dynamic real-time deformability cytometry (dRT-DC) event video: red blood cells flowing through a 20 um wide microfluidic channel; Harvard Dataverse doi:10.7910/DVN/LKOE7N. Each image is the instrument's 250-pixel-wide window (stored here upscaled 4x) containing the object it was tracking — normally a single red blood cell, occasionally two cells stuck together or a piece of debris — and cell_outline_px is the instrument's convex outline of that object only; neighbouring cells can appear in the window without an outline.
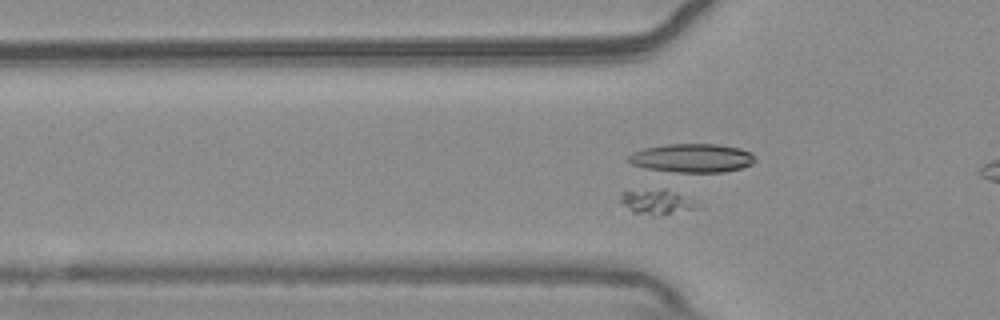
{"species": "common noctule bat (a hibernating species)", "species_latin": "Nyctalus noctula", "temperature_condition": "warm", "stored_images_in_passage": 9, "camera_frame_rate_fps": 3000, "um_per_image_px": 0.085, "animal": {"sex": "male", "body_mass_g": 20.4}, "frame": {"image": 1, "passage_image": 6, "time_ms": 1.667, "image_size_px": [1000, 320], "cell_outline_px": [[696, 208], [656, 216], [652, 216], [632, 212], [620, 200], [620, 192], [664, 188], [676, 192], [692, 200], [696, 204]], "centroid_in_image_um": [55.76, 17.15], "position_along_channel_um": 70.0, "area_um2": 10.92}}